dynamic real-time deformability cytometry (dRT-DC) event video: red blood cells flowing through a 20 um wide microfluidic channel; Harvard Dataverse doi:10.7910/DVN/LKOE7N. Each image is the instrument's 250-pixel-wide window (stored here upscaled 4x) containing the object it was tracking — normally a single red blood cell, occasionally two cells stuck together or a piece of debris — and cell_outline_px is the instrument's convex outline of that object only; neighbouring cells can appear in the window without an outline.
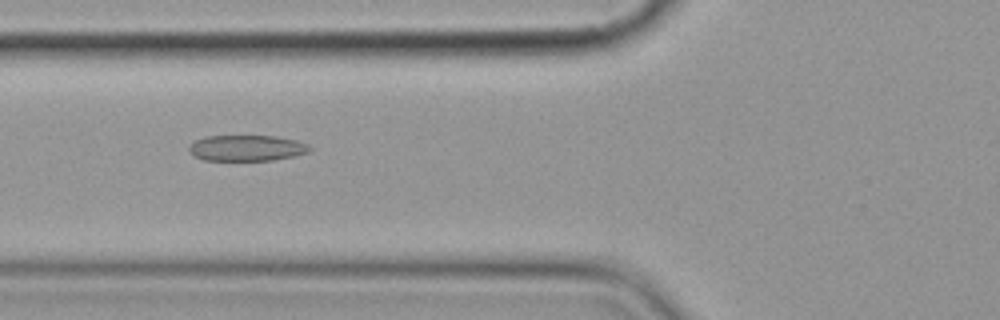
{"species": "common noctule bat (a hibernating species)", "species_latin": "Nyctalus noctula", "temperature_condition": "cold", "stored_images_in_passage": 2, "camera_frame_rate_fps": 3000, "um_per_image_px": 0.085, "animal": {"sex": "female", "body_mass_g": 19.9}, "frame": {"image": 1, "passage_image": 2, "time_ms": 2.0, "image_size_px": [1000, 320], "cell_outline_px": [[312, 148], [308, 152], [292, 156], [272, 160], [204, 160], [192, 156], [188, 148], [196, 140], [204, 136], [276, 136], [296, 140], [308, 144]], "centroid_in_image_um": [20.96, 12.58], "position_along_channel_um": 104.8, "area_um2": 18.15}}